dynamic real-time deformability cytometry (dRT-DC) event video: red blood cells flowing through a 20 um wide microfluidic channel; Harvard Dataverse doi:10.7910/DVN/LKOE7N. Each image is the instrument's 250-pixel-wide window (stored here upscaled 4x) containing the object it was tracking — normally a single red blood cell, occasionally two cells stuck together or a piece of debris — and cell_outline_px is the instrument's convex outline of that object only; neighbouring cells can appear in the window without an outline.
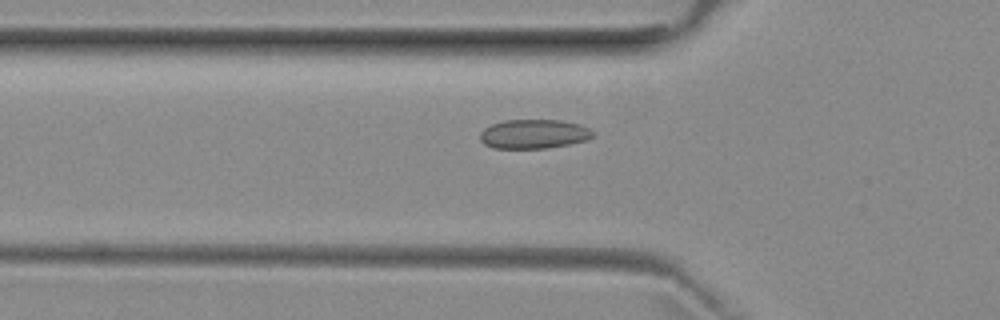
{"species": "common noctule bat (a hibernating species)", "species_latin": "Nyctalus noctula", "temperature_condition": "room temperature", "stored_images_in_passage": 42, "camera_frame_rate_fps": 3000, "um_per_image_px": 0.085, "animal": {"sex": "female", "body_mass_g": 29.2, "forearm_length_mm": 56.3}, "frame": {"image": 1, "passage_image": 8, "time_ms": 2.333, "image_size_px": [1000, 320], "cell_outline_px": [[592, 136], [584, 140], [568, 144], [544, 148], [492, 148], [484, 144], [480, 140], [480, 132], [484, 128], [492, 124], [504, 120], [560, 120], [580, 124], [588, 128], [592, 132]], "centroid_in_image_um": [45.31, 11.38], "position_along_channel_um": 80.5, "area_um2": 19.02}}
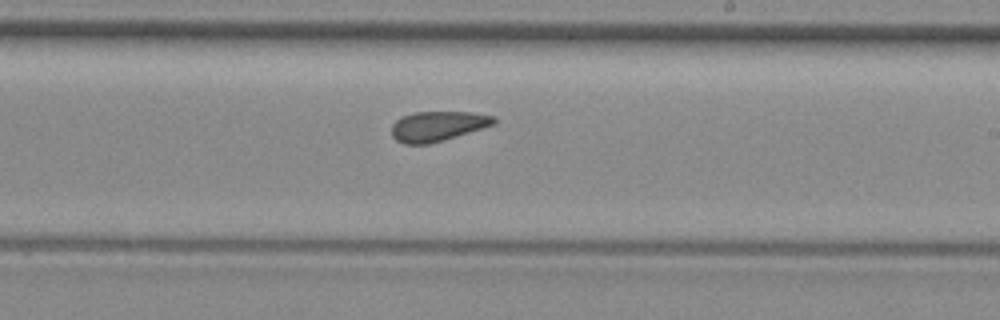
{"frame": {"image": 2, "passage_image": 21, "time_ms": 6.667, "image_size_px": [1000, 320], "cell_outline_px": [[496, 124], [444, 140], [428, 144], [404, 144], [396, 140], [392, 136], [392, 124], [400, 116], [416, 112], [472, 112], [496, 116]], "centroid_in_image_um": [37.21, 10.72], "position_along_channel_um": 251.8, "area_um2": 17.98}}
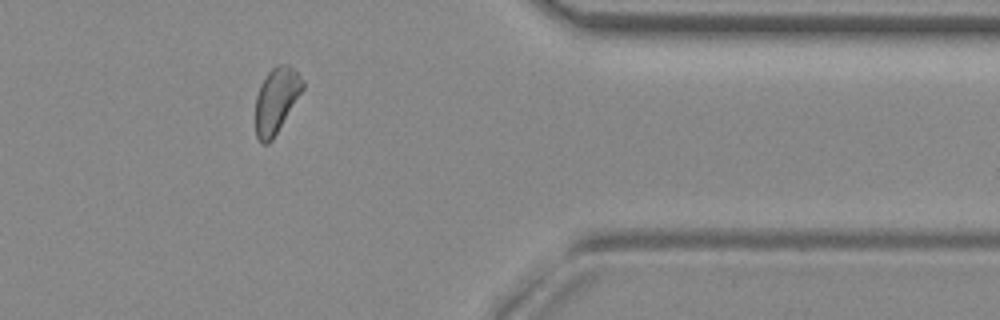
{"frame": {"image": 3, "passage_image": 33, "time_ms": 10.667, "image_size_px": [1000, 320], "cell_outline_px": [[304, 88], [272, 140], [268, 144], [260, 144], [256, 136], [256, 96], [260, 84], [268, 72], [276, 64], [288, 64], [304, 80]], "centroid_in_image_um": [23.47, 8.52], "position_along_channel_um": 387.9, "area_um2": 17.92}}